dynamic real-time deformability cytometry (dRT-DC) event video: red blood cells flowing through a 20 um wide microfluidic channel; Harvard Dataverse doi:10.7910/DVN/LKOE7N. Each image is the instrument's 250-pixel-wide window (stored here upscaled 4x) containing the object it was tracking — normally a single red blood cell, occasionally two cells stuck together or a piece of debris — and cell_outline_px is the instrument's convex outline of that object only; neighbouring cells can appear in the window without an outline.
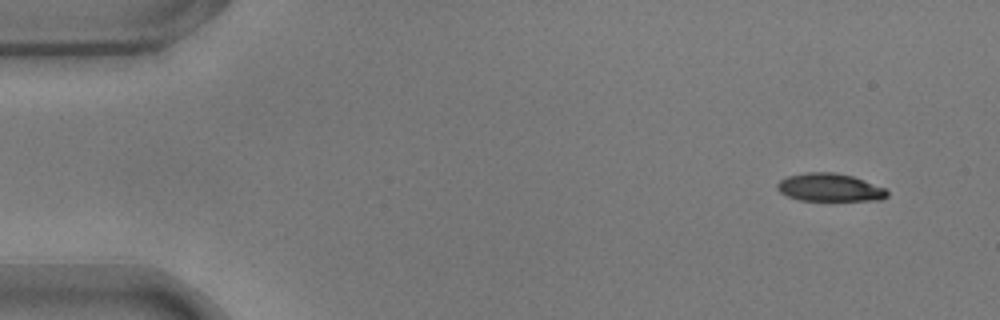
{"species": "common noctule bat (a hibernating species)", "species_latin": "Nyctalus noctula", "temperature_condition": "warm", "stored_images_in_passage": 52, "camera_frame_rate_fps": 3000, "um_per_image_px": 0.085, "animal": {"sex": "male", "body_mass_g": 17.9}, "frame": {"image": 1, "passage_image": 2, "time_ms": 0.333, "image_size_px": [1000, 320], "cell_outline_px": [[888, 196], [880, 200], [800, 200], [788, 196], [780, 192], [776, 188], [776, 184], [780, 180], [788, 176], [808, 172], [836, 172], [852, 176], [864, 180], [884, 188], [888, 192]], "centroid_in_image_um": [70.51, 15.93], "position_along_channel_um": 14.5, "area_um2": 17.8}}
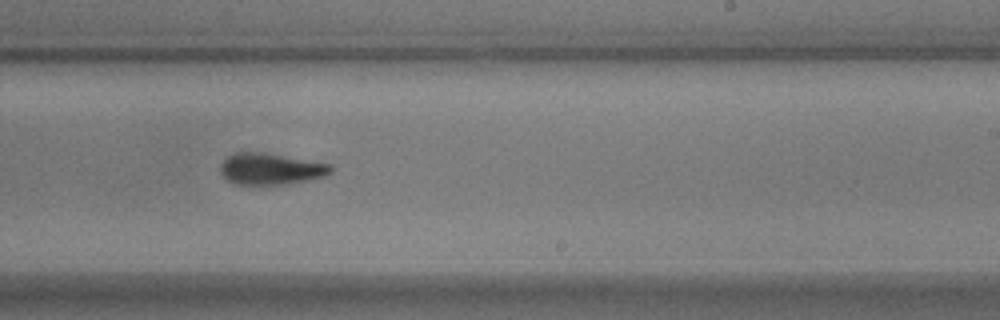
{"frame": {"image": 2, "passage_image": 31, "time_ms": 10.0, "image_size_px": [1000, 320], "cell_outline_px": [[332, 172], [324, 176], [308, 180], [288, 184], [232, 184], [220, 172], [220, 164], [228, 156], [236, 152], [256, 152], [332, 164]], "centroid_in_image_um": [22.99, 14.37], "position_along_channel_um": 266.0, "area_um2": 19.94}}
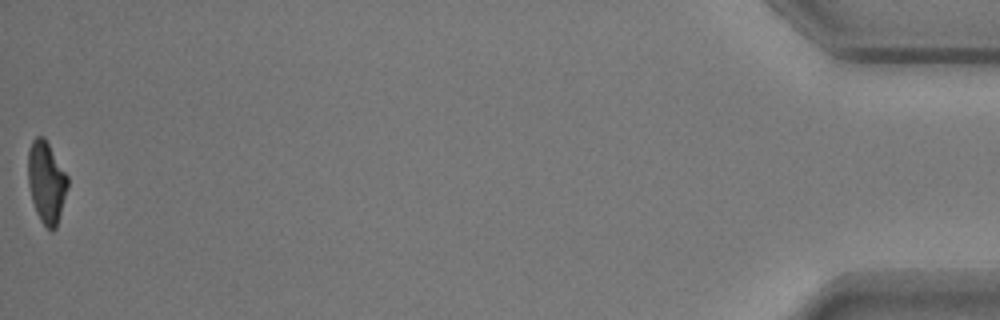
{"frame": {"image": 3, "passage_image": 52, "time_ms": 17.0, "image_size_px": [1000, 320], "cell_outline_px": [[68, 188], [56, 228], [52, 232], [40, 220], [36, 212], [32, 200], [28, 184], [28, 148], [32, 140], [36, 136], [44, 136], [68, 176]], "centroid_in_image_um": [3.94, 15.47], "position_along_channel_um": 431.3, "area_um2": 18.96}, "authors_computed_cell_mechanics": {"area_um2": 20.1722, "velocity_mm_per_s": 3.748, "shape_relaxation_time_tau1_ms": 3.9304, "shape_relaxation_time_tau2_ms": 3.2912, "deformation_change_tau1": 0.1851, "deformation_change_tau2": 0.1048}}